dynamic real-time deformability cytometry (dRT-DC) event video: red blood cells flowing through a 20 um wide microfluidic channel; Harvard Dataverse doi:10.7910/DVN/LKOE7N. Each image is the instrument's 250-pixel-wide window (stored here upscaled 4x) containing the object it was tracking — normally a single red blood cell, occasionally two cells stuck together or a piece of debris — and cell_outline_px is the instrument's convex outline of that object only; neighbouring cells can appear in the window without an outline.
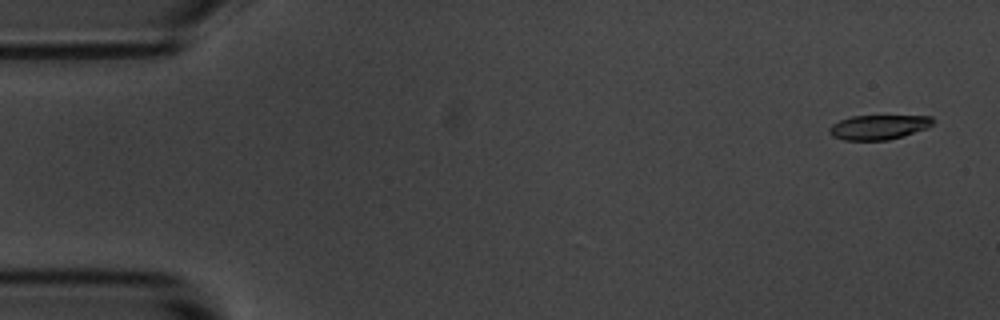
{"species": "common noctule bat (a hibernating species)", "species_latin": "Nyctalus noctula", "temperature_condition": "room temperature", "stored_images_in_passage": 4, "camera_frame_rate_fps": 3000, "um_per_image_px": 0.085, "animal": {"sex": "male", "body_mass_g": 20.1, "forearm_length_mm": 53.5}, "frame": {"image": 1, "passage_image": 1, "time_ms": 0.0, "image_size_px": [1000, 320], "cell_outline_px": [[936, 120], [928, 128], [904, 136], [888, 140], [844, 140], [832, 136], [828, 132], [828, 128], [832, 124], [840, 120], [852, 116], [932, 116]], "centroid_in_image_um": [74.69, 10.81], "position_along_channel_um": 10.3, "area_um2": 14.97}}
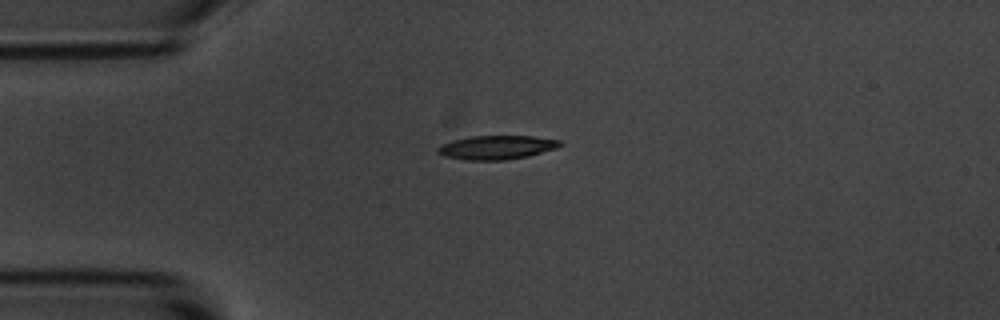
{"frame": {"image": 2, "passage_image": 4, "time_ms": 3.667, "image_size_px": [1000, 320], "cell_outline_px": [[564, 144], [556, 148], [528, 156], [504, 160], [468, 160], [444, 156], [436, 152], [436, 148], [440, 144], [452, 140], [472, 136], [532, 136], [560, 140]], "centroid_in_image_um": [42.19, 12.52], "position_along_channel_um": 42.8, "area_um2": 17.05}}